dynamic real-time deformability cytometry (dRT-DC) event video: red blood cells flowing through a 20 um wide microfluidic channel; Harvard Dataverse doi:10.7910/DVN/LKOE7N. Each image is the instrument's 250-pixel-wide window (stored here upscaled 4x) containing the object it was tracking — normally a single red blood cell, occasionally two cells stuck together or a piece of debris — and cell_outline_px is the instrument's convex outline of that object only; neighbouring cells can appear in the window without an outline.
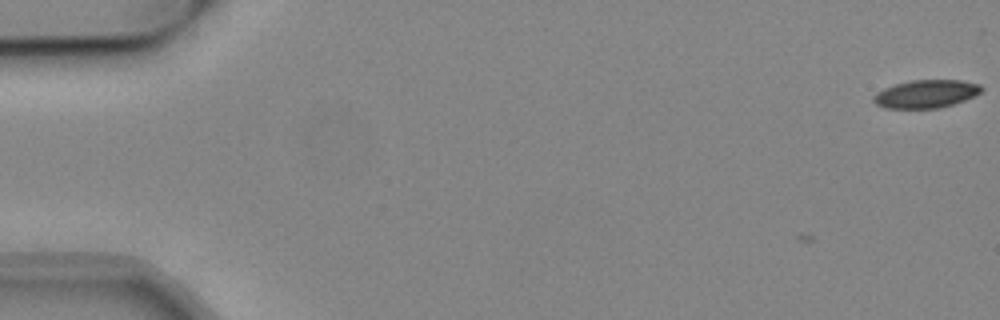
{"species": "common noctule bat (a hibernating species)", "species_latin": "Nyctalus noctula", "temperature_condition": "cold", "stored_images_in_passage": 9, "camera_frame_rate_fps": 3000, "um_per_image_px": 0.085, "animal": {"sex": "male", "body_mass_g": 19.2, "forearm_length_mm": 51.8}, "frame": {"image": 1, "passage_image": 1, "time_ms": 0.0, "image_size_px": [1000, 320], "cell_outline_px": [[984, 88], [980, 92], [964, 100], [952, 104], [936, 108], [884, 108], [876, 104], [872, 100], [872, 96], [876, 92], [884, 88], [896, 84], [912, 80], [960, 80], [980, 84]], "centroid_in_image_um": [78.68, 7.97], "position_along_channel_um": 6.3, "area_um2": 17.51}}